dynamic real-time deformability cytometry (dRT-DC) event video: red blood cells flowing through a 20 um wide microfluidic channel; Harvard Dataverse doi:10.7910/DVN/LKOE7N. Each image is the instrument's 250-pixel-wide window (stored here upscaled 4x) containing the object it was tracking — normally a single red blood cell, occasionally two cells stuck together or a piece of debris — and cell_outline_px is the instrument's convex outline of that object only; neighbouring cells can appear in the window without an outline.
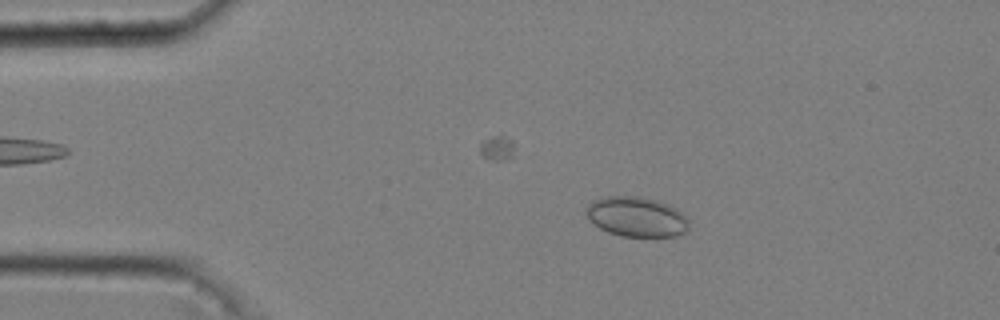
{"species": "common noctule bat (a hibernating species)", "species_latin": "Nyctalus noctula", "temperature_condition": "cold", "stored_images_in_passage": 53, "camera_frame_rate_fps": 3000, "um_per_image_px": 0.085, "animal": {"sex": "male", "body_mass_g": 20.4}, "frame": {"image": 1, "passage_image": 10, "time_ms": 3.0, "image_size_px": [1000, 320], "cell_outline_px": [[688, 232], [676, 236], [620, 236], [608, 232], [600, 228], [588, 220], [584, 212], [584, 208], [592, 200], [600, 196], [640, 196], [656, 200], [676, 208], [688, 220]], "centroid_in_image_um": [54.04, 18.42], "position_along_channel_um": 31.0, "area_um2": 24.22}}
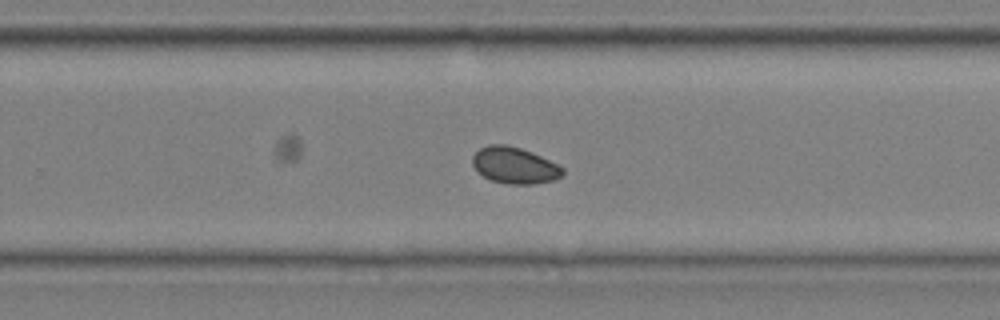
{"frame": {"image": 2, "passage_image": 35, "time_ms": 11.333, "image_size_px": [1000, 320], "cell_outline_px": [[564, 172], [556, 180], [532, 184], [508, 184], [492, 180], [476, 172], [472, 164], [472, 156], [480, 148], [488, 144], [504, 144], [520, 148], [532, 152], [564, 168]], "centroid_in_image_um": [43.71, 14.06], "position_along_channel_um": 286.1, "area_um2": 19.13}}
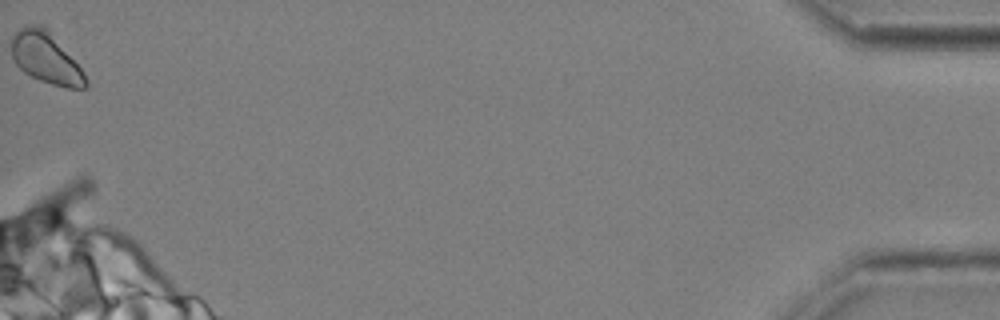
{"frame": {"image": 3, "passage_image": 53, "time_ms": 17.333, "image_size_px": [1000, 320], "cell_outline_px": [[88, 84], [84, 88], [68, 88], [52, 84], [40, 80], [24, 72], [12, 60], [12, 36], [20, 28], [28, 24], [44, 24], [48, 28], [84, 72], [88, 80]], "centroid_in_image_um": [3.9, 4.9], "position_along_channel_um": 431.3, "area_um2": 22.14}, "authors_computed_cell_mechanics": {"area_um2": 19.9988, "velocity_mm_per_s": 3.6149, "shape_relaxation_time_tau1_ms": 10.3854, "shape_relaxation_time_tau2_ms": null, "deformation_change_tau1": 0.0624, "deformation_change_tau2": null}}